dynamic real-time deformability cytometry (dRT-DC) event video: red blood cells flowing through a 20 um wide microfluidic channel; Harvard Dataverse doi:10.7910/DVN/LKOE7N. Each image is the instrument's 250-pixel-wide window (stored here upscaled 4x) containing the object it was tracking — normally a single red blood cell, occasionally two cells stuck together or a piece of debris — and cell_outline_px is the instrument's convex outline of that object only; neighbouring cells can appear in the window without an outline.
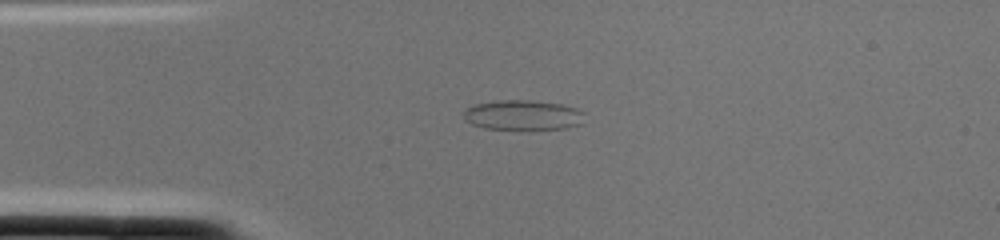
{"species": "common noctule bat (a hibernating species)", "species_latin": "Nyctalus noctula", "temperature_condition": "cold", "stored_images_in_passage": 1, "camera_frame_rate_fps": 3000, "um_per_image_px": 0.085, "animal": {"sex": "female", "body_mass_g": 22.0, "forearm_length_mm": 56.7}, "frame": {"image": 1, "passage_image": 1, "time_ms": 0.0, "image_size_px": [1000, 240], "cell_outline_px": [[584, 112], [580, 124], [568, 128], [528, 132], [484, 128], [472, 124], [464, 120], [464, 108], [476, 104], [500, 100], [528, 100], [560, 104], [576, 108]], "centroid_in_image_um": [44.43, 9.83], "position_along_channel_um": 40.6, "area_um2": 21.91}}